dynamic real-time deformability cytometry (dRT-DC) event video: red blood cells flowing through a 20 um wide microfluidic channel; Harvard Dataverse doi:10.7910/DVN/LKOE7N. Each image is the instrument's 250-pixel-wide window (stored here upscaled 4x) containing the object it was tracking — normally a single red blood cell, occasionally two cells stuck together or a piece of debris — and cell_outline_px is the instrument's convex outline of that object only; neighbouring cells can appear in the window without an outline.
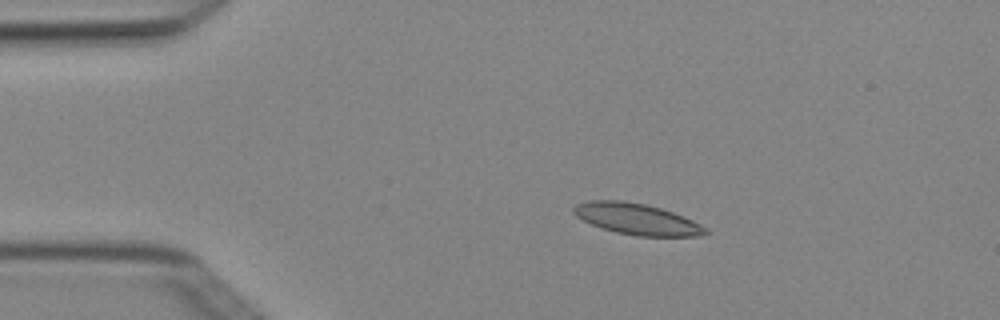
{"species": "Egyptian fruit bat (a non-hibernating species)", "species_latin": "Rousettus aegyptiacus", "temperature_condition": "cold", "stored_images_in_passage": 3, "camera_frame_rate_fps": 3000, "um_per_image_px": 0.085, "animal": {"sex": "female"}, "frame": {"image": 1, "passage_image": 2, "time_ms": 0.333, "image_size_px": [1000, 320], "cell_outline_px": [[708, 232], [700, 236], [636, 236], [616, 232], [592, 224], [576, 216], [572, 212], [572, 208], [576, 204], [588, 200], [624, 200], [644, 204], [660, 208], [684, 216], [708, 228]], "centroid_in_image_um": [54.13, 18.61], "position_along_channel_um": 30.9, "area_um2": 23.87}}